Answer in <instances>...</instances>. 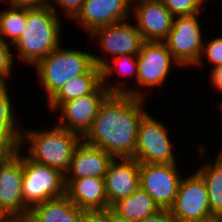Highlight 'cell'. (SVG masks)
<instances>
[{
	"instance_id": "4316f807",
	"label": "cell",
	"mask_w": 222,
	"mask_h": 222,
	"mask_svg": "<svg viewBox=\"0 0 222 222\" xmlns=\"http://www.w3.org/2000/svg\"><path fill=\"white\" fill-rule=\"evenodd\" d=\"M205 42H203V48L200 55V59L195 64V67L200 66L199 68H201V66L203 67L205 65V63L203 62L204 55L212 65L214 64L212 68L221 66L222 65V35L219 37H215L211 39L210 41L205 40Z\"/></svg>"
},
{
	"instance_id": "4fadbf2b",
	"label": "cell",
	"mask_w": 222,
	"mask_h": 222,
	"mask_svg": "<svg viewBox=\"0 0 222 222\" xmlns=\"http://www.w3.org/2000/svg\"><path fill=\"white\" fill-rule=\"evenodd\" d=\"M130 18L96 28L89 38L98 41V46L111 59L120 55L137 56L145 42L136 24L130 23Z\"/></svg>"
},
{
	"instance_id": "484cf974",
	"label": "cell",
	"mask_w": 222,
	"mask_h": 222,
	"mask_svg": "<svg viewBox=\"0 0 222 222\" xmlns=\"http://www.w3.org/2000/svg\"><path fill=\"white\" fill-rule=\"evenodd\" d=\"M166 9L175 16L194 15L208 0H161Z\"/></svg>"
},
{
	"instance_id": "74e56055",
	"label": "cell",
	"mask_w": 222,
	"mask_h": 222,
	"mask_svg": "<svg viewBox=\"0 0 222 222\" xmlns=\"http://www.w3.org/2000/svg\"><path fill=\"white\" fill-rule=\"evenodd\" d=\"M201 222H220V220L218 219V217H212L210 219H207V220H204V221H201Z\"/></svg>"
},
{
	"instance_id": "f1b7e54d",
	"label": "cell",
	"mask_w": 222,
	"mask_h": 222,
	"mask_svg": "<svg viewBox=\"0 0 222 222\" xmlns=\"http://www.w3.org/2000/svg\"><path fill=\"white\" fill-rule=\"evenodd\" d=\"M10 46L0 38V81L3 84H7L8 78L13 75L12 68L16 63L14 53L10 51Z\"/></svg>"
},
{
	"instance_id": "6da1fadb",
	"label": "cell",
	"mask_w": 222,
	"mask_h": 222,
	"mask_svg": "<svg viewBox=\"0 0 222 222\" xmlns=\"http://www.w3.org/2000/svg\"><path fill=\"white\" fill-rule=\"evenodd\" d=\"M143 98L109 94L82 140L114 158H134L140 121L148 113Z\"/></svg>"
},
{
	"instance_id": "d4e9b609",
	"label": "cell",
	"mask_w": 222,
	"mask_h": 222,
	"mask_svg": "<svg viewBox=\"0 0 222 222\" xmlns=\"http://www.w3.org/2000/svg\"><path fill=\"white\" fill-rule=\"evenodd\" d=\"M23 128L20 124H0V152L4 156L18 152Z\"/></svg>"
},
{
	"instance_id": "8d00e7d4",
	"label": "cell",
	"mask_w": 222,
	"mask_h": 222,
	"mask_svg": "<svg viewBox=\"0 0 222 222\" xmlns=\"http://www.w3.org/2000/svg\"><path fill=\"white\" fill-rule=\"evenodd\" d=\"M7 222H30L28 217H11Z\"/></svg>"
},
{
	"instance_id": "603a6c76",
	"label": "cell",
	"mask_w": 222,
	"mask_h": 222,
	"mask_svg": "<svg viewBox=\"0 0 222 222\" xmlns=\"http://www.w3.org/2000/svg\"><path fill=\"white\" fill-rule=\"evenodd\" d=\"M206 162L196 172L206 184L210 212L217 217L222 213V155L219 153L214 162Z\"/></svg>"
},
{
	"instance_id": "7c38bea8",
	"label": "cell",
	"mask_w": 222,
	"mask_h": 222,
	"mask_svg": "<svg viewBox=\"0 0 222 222\" xmlns=\"http://www.w3.org/2000/svg\"><path fill=\"white\" fill-rule=\"evenodd\" d=\"M21 151L0 159V205L11 217H28L30 212L22 196Z\"/></svg>"
},
{
	"instance_id": "52a82bcc",
	"label": "cell",
	"mask_w": 222,
	"mask_h": 222,
	"mask_svg": "<svg viewBox=\"0 0 222 222\" xmlns=\"http://www.w3.org/2000/svg\"><path fill=\"white\" fill-rule=\"evenodd\" d=\"M171 141L169 131L162 120H157L148 112L138 127L134 159L139 164L177 163Z\"/></svg>"
},
{
	"instance_id": "ffe728a7",
	"label": "cell",
	"mask_w": 222,
	"mask_h": 222,
	"mask_svg": "<svg viewBox=\"0 0 222 222\" xmlns=\"http://www.w3.org/2000/svg\"><path fill=\"white\" fill-rule=\"evenodd\" d=\"M93 60L95 65L101 68L102 84L110 94H127L125 82L122 83L123 81H118L119 84L113 85L112 82L110 83L108 81L114 74L122 76L130 75L131 77H135L134 80H136L137 83V56L125 54L110 60L106 55L105 57L101 55L98 56L94 53Z\"/></svg>"
},
{
	"instance_id": "5b68a950",
	"label": "cell",
	"mask_w": 222,
	"mask_h": 222,
	"mask_svg": "<svg viewBox=\"0 0 222 222\" xmlns=\"http://www.w3.org/2000/svg\"><path fill=\"white\" fill-rule=\"evenodd\" d=\"M22 196L31 210L35 205L66 194L64 174L29 159L23 152Z\"/></svg>"
},
{
	"instance_id": "60d3db41",
	"label": "cell",
	"mask_w": 222,
	"mask_h": 222,
	"mask_svg": "<svg viewBox=\"0 0 222 222\" xmlns=\"http://www.w3.org/2000/svg\"><path fill=\"white\" fill-rule=\"evenodd\" d=\"M219 104H220V105H219V106H220V109H222V102L220 101V103H219Z\"/></svg>"
},
{
	"instance_id": "d6a6232c",
	"label": "cell",
	"mask_w": 222,
	"mask_h": 222,
	"mask_svg": "<svg viewBox=\"0 0 222 222\" xmlns=\"http://www.w3.org/2000/svg\"><path fill=\"white\" fill-rule=\"evenodd\" d=\"M210 77L212 87L222 92V65L211 68ZM215 86V87H214Z\"/></svg>"
},
{
	"instance_id": "9a60e30c",
	"label": "cell",
	"mask_w": 222,
	"mask_h": 222,
	"mask_svg": "<svg viewBox=\"0 0 222 222\" xmlns=\"http://www.w3.org/2000/svg\"><path fill=\"white\" fill-rule=\"evenodd\" d=\"M131 9L132 0H84L73 20L89 35L96 28L128 19Z\"/></svg>"
},
{
	"instance_id": "cb8c5ba5",
	"label": "cell",
	"mask_w": 222,
	"mask_h": 222,
	"mask_svg": "<svg viewBox=\"0 0 222 222\" xmlns=\"http://www.w3.org/2000/svg\"><path fill=\"white\" fill-rule=\"evenodd\" d=\"M8 8L0 12V38L13 46L26 26L27 8L11 6ZM7 40H11V43Z\"/></svg>"
},
{
	"instance_id": "ab89813d",
	"label": "cell",
	"mask_w": 222,
	"mask_h": 222,
	"mask_svg": "<svg viewBox=\"0 0 222 222\" xmlns=\"http://www.w3.org/2000/svg\"><path fill=\"white\" fill-rule=\"evenodd\" d=\"M0 2L7 4V0H0Z\"/></svg>"
},
{
	"instance_id": "83f0119b",
	"label": "cell",
	"mask_w": 222,
	"mask_h": 222,
	"mask_svg": "<svg viewBox=\"0 0 222 222\" xmlns=\"http://www.w3.org/2000/svg\"><path fill=\"white\" fill-rule=\"evenodd\" d=\"M8 92V85H0V124H20ZM17 119V120H16Z\"/></svg>"
},
{
	"instance_id": "d6986e66",
	"label": "cell",
	"mask_w": 222,
	"mask_h": 222,
	"mask_svg": "<svg viewBox=\"0 0 222 222\" xmlns=\"http://www.w3.org/2000/svg\"><path fill=\"white\" fill-rule=\"evenodd\" d=\"M85 213L65 194L35 205L28 218L30 222H81Z\"/></svg>"
},
{
	"instance_id": "e0dca14e",
	"label": "cell",
	"mask_w": 222,
	"mask_h": 222,
	"mask_svg": "<svg viewBox=\"0 0 222 222\" xmlns=\"http://www.w3.org/2000/svg\"><path fill=\"white\" fill-rule=\"evenodd\" d=\"M114 157L83 140L75 148L64 179L104 178Z\"/></svg>"
},
{
	"instance_id": "b9f144b4",
	"label": "cell",
	"mask_w": 222,
	"mask_h": 222,
	"mask_svg": "<svg viewBox=\"0 0 222 222\" xmlns=\"http://www.w3.org/2000/svg\"><path fill=\"white\" fill-rule=\"evenodd\" d=\"M4 155L0 152V159L3 157Z\"/></svg>"
},
{
	"instance_id": "2e32d148",
	"label": "cell",
	"mask_w": 222,
	"mask_h": 222,
	"mask_svg": "<svg viewBox=\"0 0 222 222\" xmlns=\"http://www.w3.org/2000/svg\"><path fill=\"white\" fill-rule=\"evenodd\" d=\"M104 183L111 207L140 187L139 163L134 158H114L104 176Z\"/></svg>"
},
{
	"instance_id": "4dcf8cb0",
	"label": "cell",
	"mask_w": 222,
	"mask_h": 222,
	"mask_svg": "<svg viewBox=\"0 0 222 222\" xmlns=\"http://www.w3.org/2000/svg\"><path fill=\"white\" fill-rule=\"evenodd\" d=\"M141 222H178L169 209L161 208L159 211L148 215Z\"/></svg>"
},
{
	"instance_id": "44dd1931",
	"label": "cell",
	"mask_w": 222,
	"mask_h": 222,
	"mask_svg": "<svg viewBox=\"0 0 222 222\" xmlns=\"http://www.w3.org/2000/svg\"><path fill=\"white\" fill-rule=\"evenodd\" d=\"M102 83L101 68L94 65L87 73L74 77L49 100L53 112L61 103L91 94Z\"/></svg>"
},
{
	"instance_id": "30bf717a",
	"label": "cell",
	"mask_w": 222,
	"mask_h": 222,
	"mask_svg": "<svg viewBox=\"0 0 222 222\" xmlns=\"http://www.w3.org/2000/svg\"><path fill=\"white\" fill-rule=\"evenodd\" d=\"M177 167V163L139 164L140 187L155 200L160 208L169 209L175 201L182 179L180 169Z\"/></svg>"
},
{
	"instance_id": "1f68e13d",
	"label": "cell",
	"mask_w": 222,
	"mask_h": 222,
	"mask_svg": "<svg viewBox=\"0 0 222 222\" xmlns=\"http://www.w3.org/2000/svg\"><path fill=\"white\" fill-rule=\"evenodd\" d=\"M49 0H7V5L20 8H40L47 6Z\"/></svg>"
},
{
	"instance_id": "3957f363",
	"label": "cell",
	"mask_w": 222,
	"mask_h": 222,
	"mask_svg": "<svg viewBox=\"0 0 222 222\" xmlns=\"http://www.w3.org/2000/svg\"><path fill=\"white\" fill-rule=\"evenodd\" d=\"M82 137L58 125L51 129H22L20 148L28 147L26 156L32 161L59 170L65 175L73 152ZM26 145V146H25Z\"/></svg>"
},
{
	"instance_id": "5bb4252c",
	"label": "cell",
	"mask_w": 222,
	"mask_h": 222,
	"mask_svg": "<svg viewBox=\"0 0 222 222\" xmlns=\"http://www.w3.org/2000/svg\"><path fill=\"white\" fill-rule=\"evenodd\" d=\"M131 11L144 41L162 42L172 29L174 16L161 0H132Z\"/></svg>"
},
{
	"instance_id": "8992f818",
	"label": "cell",
	"mask_w": 222,
	"mask_h": 222,
	"mask_svg": "<svg viewBox=\"0 0 222 222\" xmlns=\"http://www.w3.org/2000/svg\"><path fill=\"white\" fill-rule=\"evenodd\" d=\"M173 64L179 65L163 42L145 41L137 55L138 86L136 85V87L139 89L130 87L127 89V94L146 99L147 93L142 88L164 86Z\"/></svg>"
},
{
	"instance_id": "7402d4cb",
	"label": "cell",
	"mask_w": 222,
	"mask_h": 222,
	"mask_svg": "<svg viewBox=\"0 0 222 222\" xmlns=\"http://www.w3.org/2000/svg\"><path fill=\"white\" fill-rule=\"evenodd\" d=\"M111 209L119 216L131 222H141L161 208L155 200L141 187L126 198L118 200Z\"/></svg>"
},
{
	"instance_id": "e575fe53",
	"label": "cell",
	"mask_w": 222,
	"mask_h": 222,
	"mask_svg": "<svg viewBox=\"0 0 222 222\" xmlns=\"http://www.w3.org/2000/svg\"><path fill=\"white\" fill-rule=\"evenodd\" d=\"M81 222H106L101 212H86Z\"/></svg>"
},
{
	"instance_id": "9c48e42d",
	"label": "cell",
	"mask_w": 222,
	"mask_h": 222,
	"mask_svg": "<svg viewBox=\"0 0 222 222\" xmlns=\"http://www.w3.org/2000/svg\"><path fill=\"white\" fill-rule=\"evenodd\" d=\"M169 210L178 222H201L214 217L209 208L206 184L196 171L181 179Z\"/></svg>"
},
{
	"instance_id": "f546056e",
	"label": "cell",
	"mask_w": 222,
	"mask_h": 222,
	"mask_svg": "<svg viewBox=\"0 0 222 222\" xmlns=\"http://www.w3.org/2000/svg\"><path fill=\"white\" fill-rule=\"evenodd\" d=\"M83 3L84 0H49L48 5L59 15L56 10L57 8H55L57 5L59 8L63 9V12H65L64 15L73 20L80 12Z\"/></svg>"
},
{
	"instance_id": "d590c367",
	"label": "cell",
	"mask_w": 222,
	"mask_h": 222,
	"mask_svg": "<svg viewBox=\"0 0 222 222\" xmlns=\"http://www.w3.org/2000/svg\"><path fill=\"white\" fill-rule=\"evenodd\" d=\"M11 216L0 205V222H7Z\"/></svg>"
},
{
	"instance_id": "8fae6325",
	"label": "cell",
	"mask_w": 222,
	"mask_h": 222,
	"mask_svg": "<svg viewBox=\"0 0 222 222\" xmlns=\"http://www.w3.org/2000/svg\"><path fill=\"white\" fill-rule=\"evenodd\" d=\"M109 94L101 83L91 94L61 103L53 111L61 113L56 125L83 137L90 129L101 103Z\"/></svg>"
},
{
	"instance_id": "836d02e7",
	"label": "cell",
	"mask_w": 222,
	"mask_h": 222,
	"mask_svg": "<svg viewBox=\"0 0 222 222\" xmlns=\"http://www.w3.org/2000/svg\"><path fill=\"white\" fill-rule=\"evenodd\" d=\"M101 213L104 215L106 222H131L125 219L124 217L119 216L111 208H108L102 211Z\"/></svg>"
},
{
	"instance_id": "ac0fdd59",
	"label": "cell",
	"mask_w": 222,
	"mask_h": 222,
	"mask_svg": "<svg viewBox=\"0 0 222 222\" xmlns=\"http://www.w3.org/2000/svg\"><path fill=\"white\" fill-rule=\"evenodd\" d=\"M66 195L81 210L102 212L108 208L104 178L65 179Z\"/></svg>"
},
{
	"instance_id": "277c9868",
	"label": "cell",
	"mask_w": 222,
	"mask_h": 222,
	"mask_svg": "<svg viewBox=\"0 0 222 222\" xmlns=\"http://www.w3.org/2000/svg\"><path fill=\"white\" fill-rule=\"evenodd\" d=\"M94 65L91 52L58 46L33 67L49 101L66 82L87 73Z\"/></svg>"
},
{
	"instance_id": "f35d334b",
	"label": "cell",
	"mask_w": 222,
	"mask_h": 222,
	"mask_svg": "<svg viewBox=\"0 0 222 222\" xmlns=\"http://www.w3.org/2000/svg\"><path fill=\"white\" fill-rule=\"evenodd\" d=\"M217 217H218V219L220 220V222H222V213L219 214Z\"/></svg>"
},
{
	"instance_id": "7a4b0ae2",
	"label": "cell",
	"mask_w": 222,
	"mask_h": 222,
	"mask_svg": "<svg viewBox=\"0 0 222 222\" xmlns=\"http://www.w3.org/2000/svg\"><path fill=\"white\" fill-rule=\"evenodd\" d=\"M26 26L13 45L22 63L35 65L61 45L62 21L49 6L27 8Z\"/></svg>"
},
{
	"instance_id": "ba28073f",
	"label": "cell",
	"mask_w": 222,
	"mask_h": 222,
	"mask_svg": "<svg viewBox=\"0 0 222 222\" xmlns=\"http://www.w3.org/2000/svg\"><path fill=\"white\" fill-rule=\"evenodd\" d=\"M199 15L175 16L171 31L162 41L180 67H194L200 59L204 35Z\"/></svg>"
}]
</instances>
